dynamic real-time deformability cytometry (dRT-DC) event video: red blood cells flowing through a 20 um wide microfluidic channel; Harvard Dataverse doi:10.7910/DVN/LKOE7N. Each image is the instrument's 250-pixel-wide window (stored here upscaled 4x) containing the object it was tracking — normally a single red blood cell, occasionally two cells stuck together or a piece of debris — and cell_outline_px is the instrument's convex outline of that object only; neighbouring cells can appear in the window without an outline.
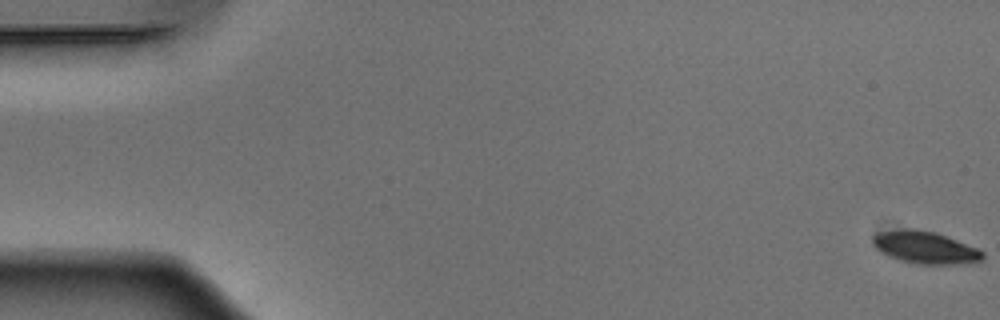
{"species": "Egyptian fruit bat (a non-hibernating species)", "species_latin": "Rousettus aegyptiacus", "temperature_condition": "warm", "stored_images_in_passage": 53, "camera_frame_rate_fps": 3000, "um_per_image_px": 0.085, "animal": {"sex": "male"}, "frame": {"image": 1, "passage_image": 1, "time_ms": 0.0, "image_size_px": [1000, 320], "cell_outline_px": [[984, 256], [980, 260], [952, 264], [916, 264], [900, 260], [888, 256], [880, 252], [872, 244], [872, 236], [876, 232], [904, 228], [916, 228], [936, 232], [976, 248], [984, 252]], "centroid_in_image_um": [78.54, 21.01], "position_along_channel_um": 6.5, "area_um2": 20.69}}
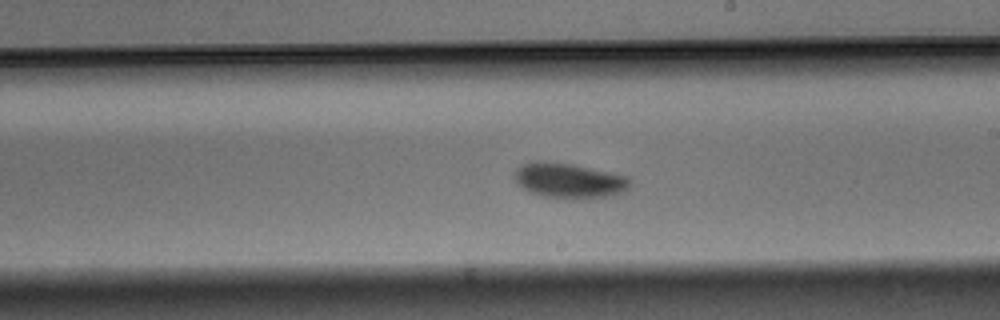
{"frame": {"image": 2, "passage_image": 31, "time_ms": 10.0, "image_size_px": [1000, 320], "cell_outline_px": [[632, 184], [624, 192], [612, 196], [580, 200], [576, 200], [548, 196], [528, 192], [516, 180], [516, 168], [520, 164], [532, 160], [540, 160], [572, 164], [628, 176], [632, 180]], "centroid_in_image_um": [48.42, 15.35], "position_along_channel_um": 240.6, "area_um2": 23.99}}
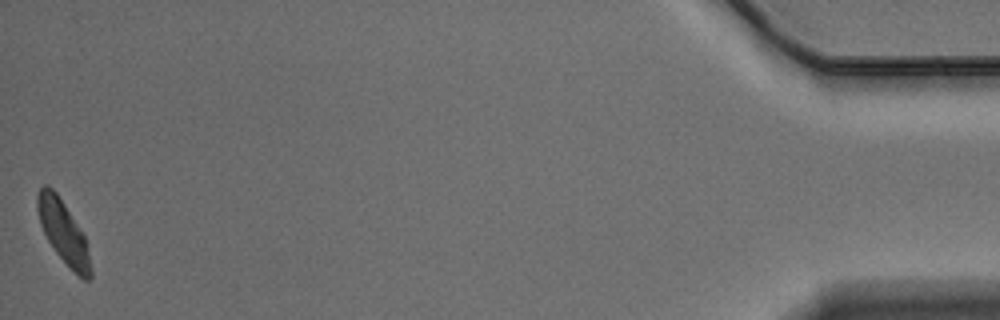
{"frame": {"image": 3, "passage_image": 53, "time_ms": 17.333, "image_size_px": [1000, 320], "cell_outline_px": [[92, 276], [88, 280], [84, 280], [56, 252], [48, 240], [40, 224], [36, 208], [36, 196], [40, 188], [44, 184], [48, 184], [56, 192], [84, 236], [92, 268]], "centroid_in_image_um": [5.35, 19.68], "position_along_channel_um": 429.8, "area_um2": 18.84}, "authors_computed_cell_mechanics": {"area_um2": 21.9062, "velocity_mm_per_s": 3.8686, "shape_relaxation_time_tau1_ms": 1.9675, "shape_relaxation_time_tau2_ms": 9.9495, "deformation_change_tau1": 0.1207, "deformation_change_tau2": 0.1525}}